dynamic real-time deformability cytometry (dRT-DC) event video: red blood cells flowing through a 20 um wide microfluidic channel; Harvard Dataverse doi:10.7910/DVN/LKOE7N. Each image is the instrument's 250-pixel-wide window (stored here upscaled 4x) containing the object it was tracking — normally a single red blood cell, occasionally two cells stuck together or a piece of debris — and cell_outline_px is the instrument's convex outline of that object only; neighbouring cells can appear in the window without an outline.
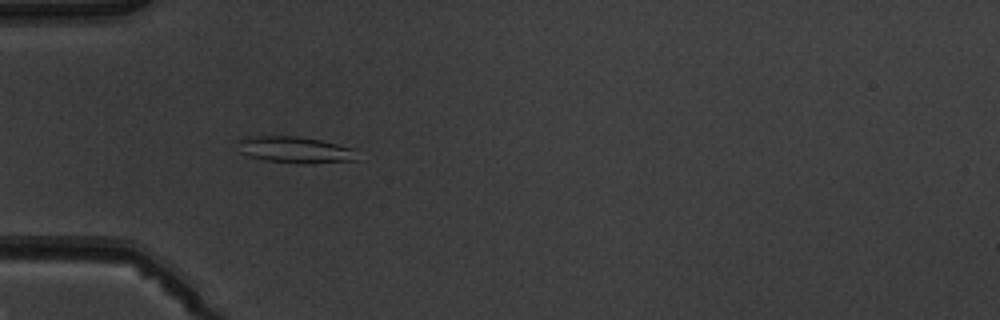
{"species": "common noctule bat (a hibernating species)", "species_latin": "Nyctalus noctula", "temperature_condition": "warm", "stored_images_in_passage": 4, "camera_frame_rate_fps": 3000, "um_per_image_px": 0.085, "animal": {"sex": "male", "body_mass_g": 19.5, "forearm_length_mm": 54.6}, "frame": {"image": 1, "passage_image": 4, "time_ms": 3.667, "image_size_px": [1000, 320], "cell_outline_px": [[356, 160], [304, 164], [264, 160], [248, 156], [240, 152], [240, 140], [248, 136], [300, 136], [320, 140], [352, 148]], "centroid_in_image_um": [25.05, 12.73], "position_along_channel_um": 60.0, "area_um2": 18.09}}